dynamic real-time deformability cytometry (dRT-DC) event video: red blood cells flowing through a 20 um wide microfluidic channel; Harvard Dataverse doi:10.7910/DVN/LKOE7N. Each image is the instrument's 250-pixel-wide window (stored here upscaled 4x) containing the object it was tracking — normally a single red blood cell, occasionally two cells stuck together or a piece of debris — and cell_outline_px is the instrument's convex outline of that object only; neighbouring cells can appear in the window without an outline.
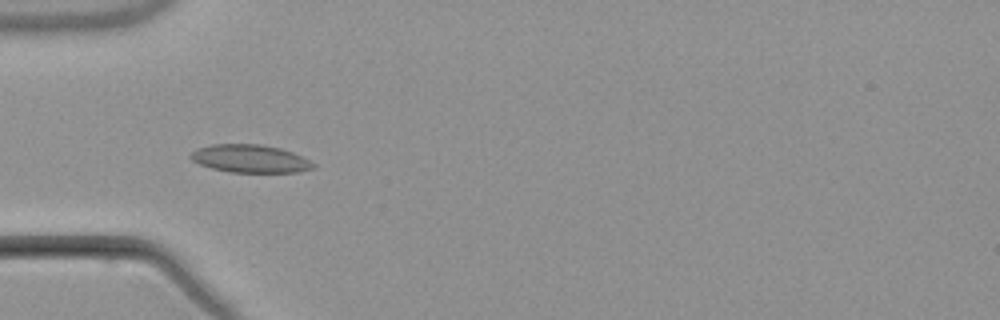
{"species": "common noctule bat (a hibernating species)", "species_latin": "Nyctalus noctula", "temperature_condition": "warm", "stored_images_in_passage": 6, "camera_frame_rate_fps": 3000, "um_per_image_px": 0.085, "animal": {"sex": "male", "body_mass_g": 21.5, "forearm_length_mm": 52.0}, "frame": {"image": 1, "passage_image": 6, "time_ms": 6.0, "image_size_px": [1000, 320], "cell_outline_px": [[316, 164], [312, 168], [296, 172], [228, 172], [212, 168], [200, 164], [192, 160], [188, 156], [196, 148], [212, 144], [260, 144], [280, 148], [292, 152]], "centroid_in_image_um": [21.21, 13.48], "position_along_channel_um": 63.8, "area_um2": 19.83}}